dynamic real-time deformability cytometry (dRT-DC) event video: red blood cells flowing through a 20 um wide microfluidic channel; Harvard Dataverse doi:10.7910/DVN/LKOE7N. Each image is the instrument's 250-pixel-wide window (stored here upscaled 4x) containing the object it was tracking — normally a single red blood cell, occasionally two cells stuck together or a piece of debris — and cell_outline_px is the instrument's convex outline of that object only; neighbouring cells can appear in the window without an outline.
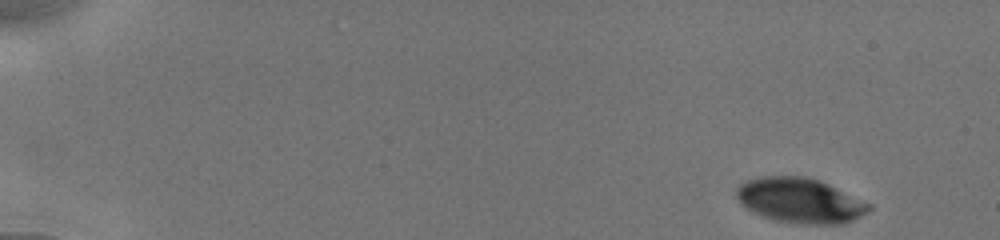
{"species": "human", "species_latin": "Homo sapiens", "temperature_condition": "cold", "stored_images_in_passage": 77, "camera_frame_rate_fps": 3000, "um_per_image_px": 0.085, "donor": {"sex": "male"}, "frame": {"image": 1, "passage_image": 1, "time_ms": 0.0, "image_size_px": [1000, 240], "cell_outline_px": [[872, 208], [868, 212], [844, 224], [800, 224], [772, 220], [760, 216], [752, 212], [740, 204], [736, 196], [736, 188], [740, 184], [748, 180], [760, 176], [804, 176], [820, 180], [872, 204]], "centroid_in_image_um": [67.99, 17.05], "position_along_channel_um": 17.0, "area_um2": 35.08}}
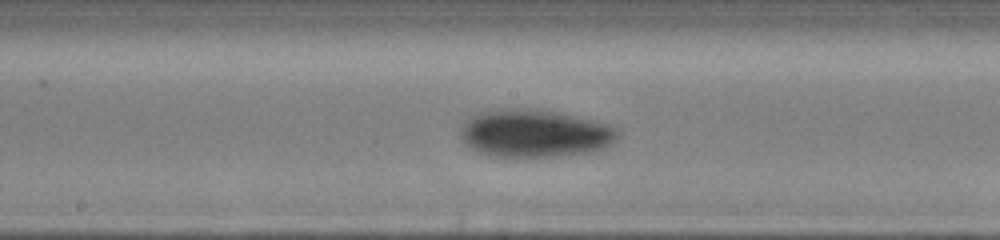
{"frame": {"image": 2, "passage_image": 51, "time_ms": 8.667, "image_size_px": [1000, 240], "cell_outline_px": [[620, 132], [616, 140], [600, 148], [588, 152], [556, 156], [496, 156], [480, 152], [472, 148], [460, 136], [460, 128], [472, 116], [480, 112], [504, 108], [532, 108], [560, 112], [608, 124], [616, 128]], "centroid_in_image_um": [45.45, 11.31], "position_along_channel_um": 202.7, "area_um2": 43.29}}
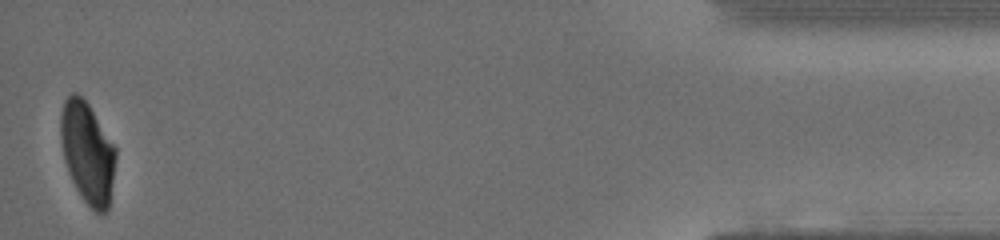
{"frame": {"image": 3, "passage_image": 77, "time_ms": 16.333, "image_size_px": [1000, 240], "cell_outline_px": [[116, 156], [108, 208], [104, 212], [96, 212], [84, 200], [76, 188], [68, 172], [64, 160], [60, 140], [60, 116], [64, 100], [72, 92], [76, 92], [88, 104], [116, 148]], "centroid_in_image_um": [7.41, 12.94], "position_along_channel_um": 427.8, "area_um2": 32.14}, "authors_computed_cell_mechanics": {"area_um2": 38.9572, "velocity_mm_per_s": 3.8888, "shape_relaxation_time_tau1_ms": 1.7858, "shape_relaxation_time_tau2_ms": 3.83, "deformation_change_tau1": 0.0946, "deformation_change_tau2": 0.066}}